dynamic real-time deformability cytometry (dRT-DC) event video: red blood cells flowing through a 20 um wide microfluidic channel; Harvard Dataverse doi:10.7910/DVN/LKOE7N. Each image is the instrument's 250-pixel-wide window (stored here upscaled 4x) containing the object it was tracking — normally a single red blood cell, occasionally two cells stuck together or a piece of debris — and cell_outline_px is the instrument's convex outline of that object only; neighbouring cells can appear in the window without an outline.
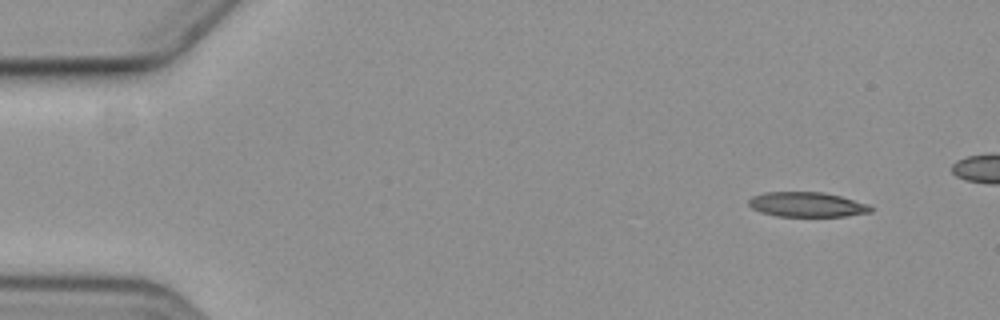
{"species": "common noctule bat (a hibernating species)", "species_latin": "Nyctalus noctula", "temperature_condition": "cold", "stored_images_in_passage": 5, "camera_frame_rate_fps": 3000, "um_per_image_px": 0.085, "animal": {"sex": "female", "body_mass_g": 19.3, "forearm_length_mm": 54.1}, "frame": {"image": 1, "passage_image": 1, "time_ms": 0.0, "image_size_px": [1000, 320], "cell_outline_px": [[872, 212], [844, 216], [776, 216], [760, 212], [752, 208], [748, 204], [748, 200], [752, 196], [764, 192], [824, 192], [840, 196], [868, 204], [872, 208]], "centroid_in_image_um": [68.56, 17.38], "position_along_channel_um": 16.4, "area_um2": 17.63}}